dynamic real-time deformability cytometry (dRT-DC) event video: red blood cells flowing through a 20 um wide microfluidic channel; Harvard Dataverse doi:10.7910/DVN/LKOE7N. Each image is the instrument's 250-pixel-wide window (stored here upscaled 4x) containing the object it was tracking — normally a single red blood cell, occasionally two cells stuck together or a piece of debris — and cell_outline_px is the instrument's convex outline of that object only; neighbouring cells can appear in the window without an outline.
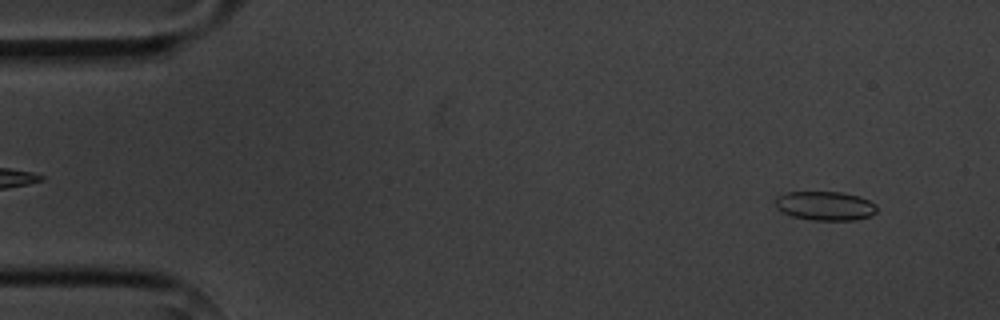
{"species": "common noctule bat (a hibernating species)", "species_latin": "Nyctalus noctula", "temperature_condition": "cold", "stored_images_in_passage": 4, "camera_frame_rate_fps": 3000, "um_per_image_px": 0.085, "animal": {"sex": "male", "body_mass_g": 20.1, "forearm_length_mm": 53.5}, "frame": {"image": 1, "passage_image": 1, "time_ms": 0.0, "image_size_px": [1000, 320], "cell_outline_px": [[876, 212], [872, 216], [856, 220], [812, 220], [792, 216], [776, 208], [776, 196], [788, 192], [840, 192], [860, 196], [876, 204]], "centroid_in_image_um": [70.16, 17.5], "position_along_channel_um": 14.8, "area_um2": 17.22}}